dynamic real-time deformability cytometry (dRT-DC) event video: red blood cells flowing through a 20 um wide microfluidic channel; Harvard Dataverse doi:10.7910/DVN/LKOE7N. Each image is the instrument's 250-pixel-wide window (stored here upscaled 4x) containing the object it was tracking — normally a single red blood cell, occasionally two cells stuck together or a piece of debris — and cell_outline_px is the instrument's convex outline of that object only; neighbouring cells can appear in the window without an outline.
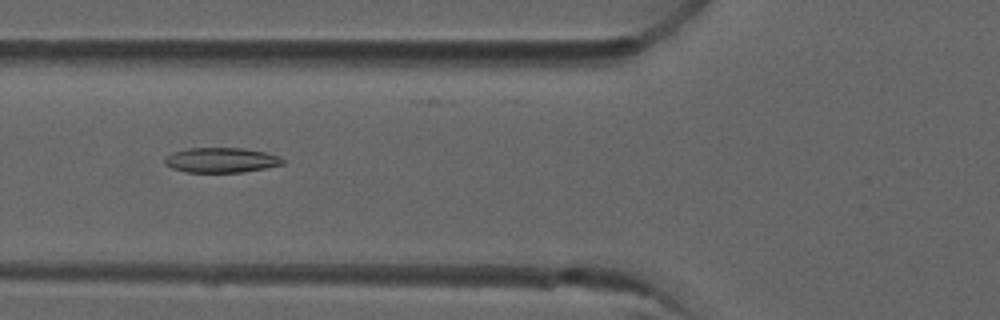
{"species": "common noctule bat (a hibernating species)", "species_latin": "Nyctalus noctula", "temperature_condition": "room temperature", "stored_images_in_passage": 3, "camera_frame_rate_fps": 3000, "um_per_image_px": 0.085, "animal": {"sex": "male", "forearm_length_mm": 52.5}, "frame": {"image": 1, "passage_image": 3, "time_ms": 0.667, "image_size_px": [1000, 320], "cell_outline_px": [[284, 164], [244, 172], [184, 172], [172, 168], [164, 164], [164, 156], [172, 152], [188, 148], [244, 148], [268, 152], [280, 156], [284, 160]], "centroid_in_image_um": [18.79, 13.6], "position_along_channel_um": 107.0, "area_um2": 17.4}}